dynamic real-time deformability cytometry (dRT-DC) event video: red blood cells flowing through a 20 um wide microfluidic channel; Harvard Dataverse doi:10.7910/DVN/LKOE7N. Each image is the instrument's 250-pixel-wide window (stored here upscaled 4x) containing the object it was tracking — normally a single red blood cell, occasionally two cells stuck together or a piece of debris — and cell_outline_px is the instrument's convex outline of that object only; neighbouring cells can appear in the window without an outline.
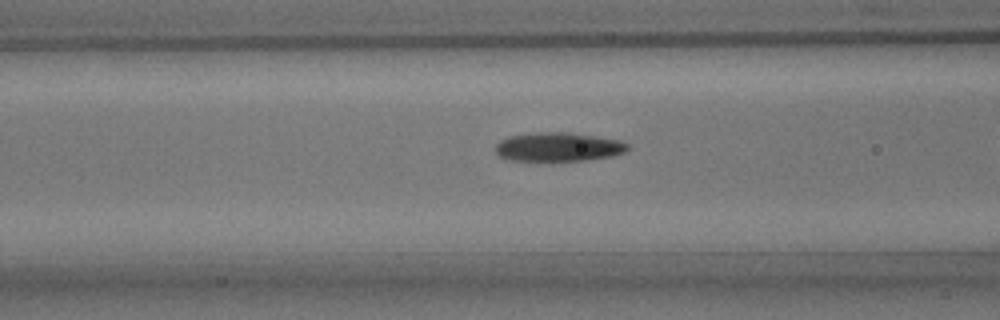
{"species": "common noctule bat (a hibernating species)", "species_latin": "Nyctalus noctula", "temperature_condition": "room temperature", "stored_images_in_passage": 10, "camera_frame_rate_fps": 3000, "um_per_image_px": 0.085, "animal": {"sex": "male", "body_mass_g": 15.6}, "frame": {"image": 1, "passage_image": 5, "time_ms": 1.333, "image_size_px": [1000, 320], "cell_outline_px": [[628, 148], [624, 152], [612, 156], [584, 160], [508, 160], [500, 156], [496, 152], [496, 144], [500, 140], [508, 136], [536, 132], [568, 132], [620, 140], [628, 144]], "centroid_in_image_um": [47.44, 12.48], "position_along_channel_um": 119.2, "area_um2": 22.08}}
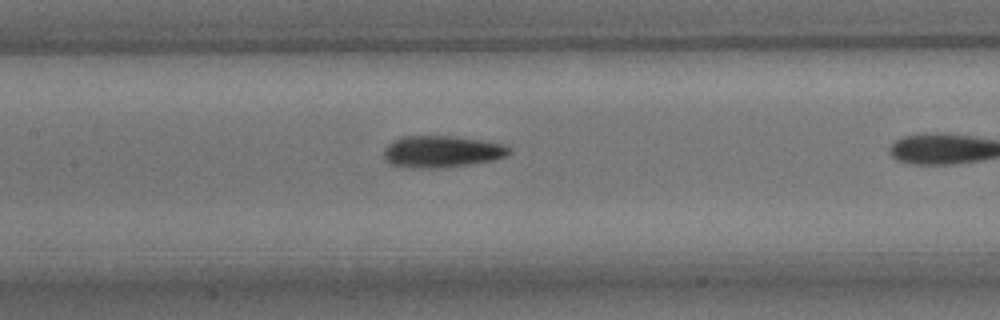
{"frame": {"image": 2, "passage_image": 9, "time_ms": 2.667, "image_size_px": [1000, 320], "cell_outline_px": [[512, 152], [508, 156], [492, 160], [444, 168], [412, 168], [388, 164], [384, 160], [384, 148], [392, 140], [400, 136], [456, 136], [504, 144], [512, 148]], "centroid_in_image_um": [37.53, 12.88], "position_along_channel_um": 169.9, "area_um2": 23.58}}